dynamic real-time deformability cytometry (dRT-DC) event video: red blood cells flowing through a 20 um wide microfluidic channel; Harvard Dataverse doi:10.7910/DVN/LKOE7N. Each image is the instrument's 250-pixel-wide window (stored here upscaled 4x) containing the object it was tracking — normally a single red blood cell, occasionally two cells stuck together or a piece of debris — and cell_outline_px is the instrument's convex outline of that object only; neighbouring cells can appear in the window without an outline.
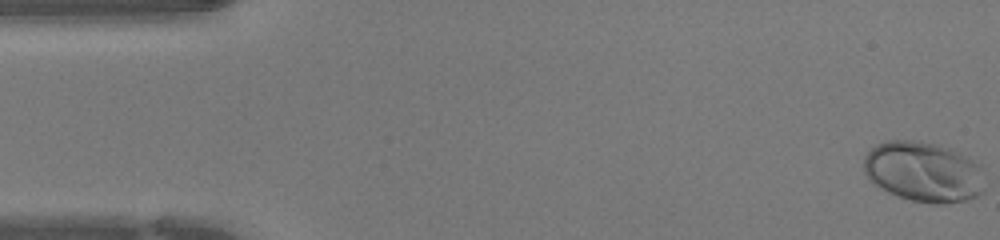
{"species": "human", "species_latin": "Homo sapiens", "temperature_condition": "warm", "stored_images_in_passage": 45, "camera_frame_rate_fps": 3000, "um_per_image_px": 0.085, "donor": {"sex": "female"}, "frame": {"image": 1, "passage_image": 1, "time_ms": 0.0, "image_size_px": [1000, 240], "cell_outline_px": [[984, 192], [968, 200], [944, 204], [936, 204], [912, 200], [888, 192], [872, 184], [864, 172], [864, 156], [876, 144], [888, 140], [920, 140], [952, 148], [984, 164]], "centroid_in_image_um": [78.56, 14.59], "position_along_channel_um": 6.4, "area_um2": 43.47}}
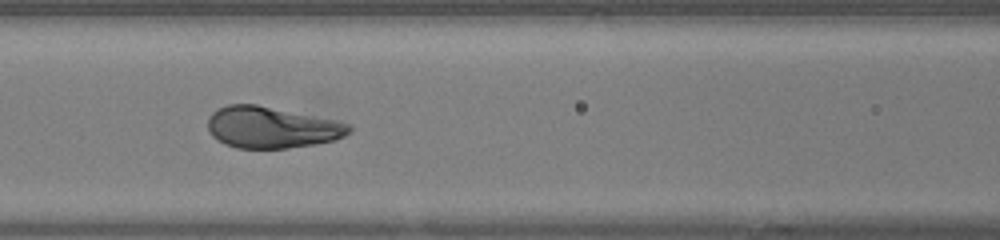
{"frame": {"image": 2, "passage_image": 19, "time_ms": 6.0, "image_size_px": [1000, 240], "cell_outline_px": [[352, 128], [344, 136], [336, 140], [288, 148], [236, 148], [224, 144], [216, 140], [208, 132], [208, 116], [212, 112], [228, 104], [256, 104], [336, 120], [352, 124]], "centroid_in_image_um": [23.06, 10.83], "position_along_channel_um": 143.5, "area_um2": 34.22}}
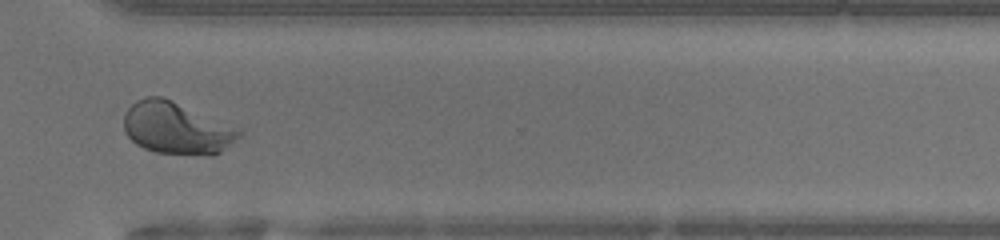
{"frame": {"image": 3, "passage_image": 33, "time_ms": 10.667, "image_size_px": [1000, 240], "cell_outline_px": [[244, 128], [240, 136], [236, 140], [220, 152], [212, 156], [208, 156], [156, 152], [144, 148], [136, 144], [124, 132], [124, 116], [128, 108], [136, 100], [148, 96], [164, 96]], "centroid_in_image_um": [15.08, 10.87], "position_along_channel_um": 355.5, "area_um2": 35.78}}